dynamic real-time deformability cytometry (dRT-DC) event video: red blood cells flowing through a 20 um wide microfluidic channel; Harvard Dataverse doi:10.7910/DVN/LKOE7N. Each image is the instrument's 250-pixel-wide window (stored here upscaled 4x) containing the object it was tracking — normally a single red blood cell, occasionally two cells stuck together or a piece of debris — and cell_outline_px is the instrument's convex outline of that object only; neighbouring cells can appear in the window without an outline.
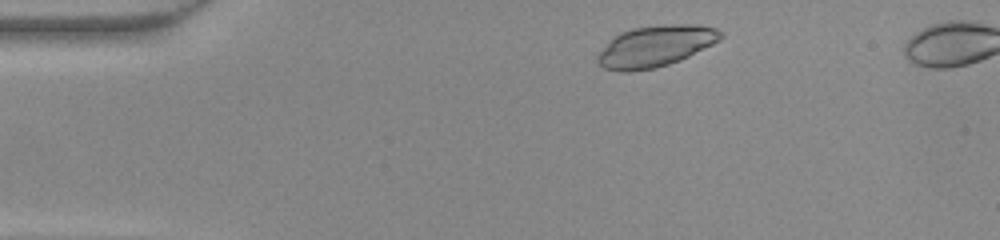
{"species": "common noctule bat (a hibernating species)", "species_latin": "Nyctalus noctula", "temperature_condition": "warm", "stored_images_in_passage": 39, "camera_frame_rate_fps": 3000, "um_per_image_px": 0.085, "animal": {"sex": "female", "body_mass_g": 22.0, "forearm_length_mm": 56.7}, "frame": {"image": 1, "passage_image": 1, "time_ms": 0.0, "image_size_px": [1000, 240], "cell_outline_px": [[724, 36], [720, 40], [680, 60], [656, 68], [628, 72], [624, 72], [604, 68], [596, 64], [596, 56], [612, 36], [620, 32], [632, 28], [664, 24], [688, 24], [716, 28], [724, 32]], "centroid_in_image_um": [55.67, 3.92], "position_along_channel_um": 29.3, "area_um2": 29.77}}
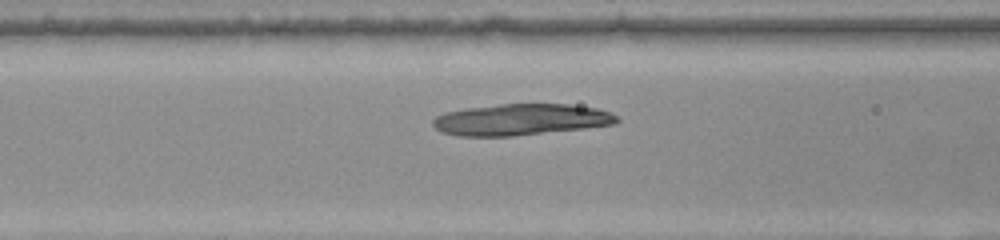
{"frame": {"image": 2, "passage_image": 12, "time_ms": 3.667, "image_size_px": [1000, 240], "cell_outline_px": [[620, 120], [616, 124], [584, 128], [512, 136], [456, 136], [440, 132], [432, 124], [432, 120], [436, 116], [448, 112], [468, 108], [500, 104], [568, 104], [596, 108], [612, 112]], "centroid_in_image_um": [44.28, 10.17], "position_along_channel_um": 122.3, "area_um2": 33.58}}
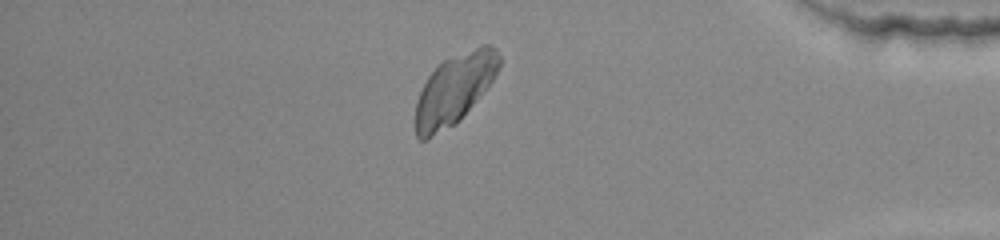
{"frame": {"image": 3, "passage_image": 34, "time_ms": 11.0, "image_size_px": [1000, 240], "cell_outline_px": [[500, 64], [492, 80], [476, 100], [452, 124], [424, 140], [420, 140], [416, 136], [416, 100], [428, 76], [444, 60], [480, 44], [488, 44], [496, 48], [500, 56]], "centroid_in_image_um": [38.62, 7.52], "position_along_channel_um": 396.6, "area_um2": 33.0}}